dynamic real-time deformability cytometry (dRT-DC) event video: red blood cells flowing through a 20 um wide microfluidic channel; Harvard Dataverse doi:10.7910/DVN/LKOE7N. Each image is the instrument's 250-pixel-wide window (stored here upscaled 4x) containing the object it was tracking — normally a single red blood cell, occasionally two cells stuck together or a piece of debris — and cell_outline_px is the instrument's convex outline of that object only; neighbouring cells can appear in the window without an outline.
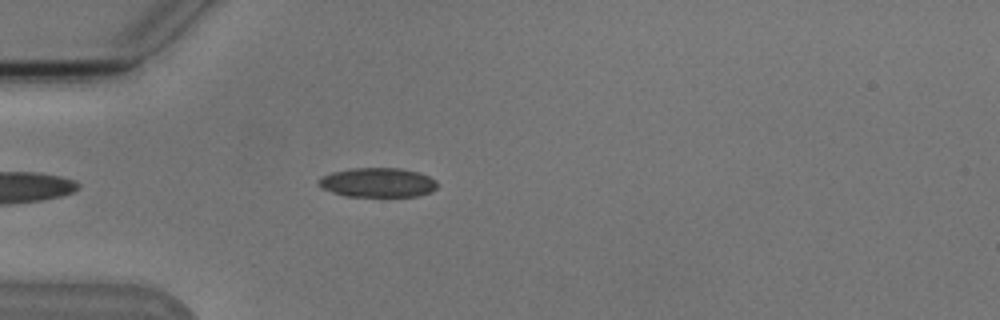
{"species": "Egyptian fruit bat (a non-hibernating species)", "species_latin": "Rousettus aegyptiacus", "temperature_condition": "cold", "stored_images_in_passage": 1, "camera_frame_rate_fps": 3000, "um_per_image_px": 0.085, "animal": {"sex": "male"}, "frame": {"image": 1, "passage_image": 1, "time_ms": 0.0, "image_size_px": [1000, 320], "cell_outline_px": [[436, 188], [420, 196], [348, 196], [332, 192], [320, 188], [316, 184], [316, 180], [320, 176], [332, 172], [348, 168], [400, 168], [416, 172], [428, 176], [436, 180]], "centroid_in_image_um": [32.02, 15.51], "position_along_channel_um": 53.0, "area_um2": 20.4}}